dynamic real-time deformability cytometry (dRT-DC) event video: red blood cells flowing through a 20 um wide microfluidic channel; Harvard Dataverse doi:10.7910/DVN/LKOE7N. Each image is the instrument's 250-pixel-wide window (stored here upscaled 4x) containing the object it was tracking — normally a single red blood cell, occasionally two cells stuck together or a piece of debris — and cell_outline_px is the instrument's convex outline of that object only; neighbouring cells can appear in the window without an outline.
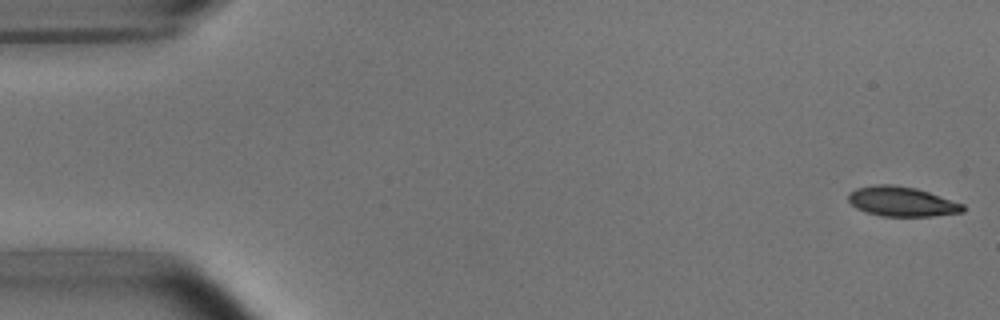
{"species": "common noctule bat (a hibernating species)", "species_latin": "Nyctalus noctula", "temperature_condition": "room temperature", "stored_images_in_passage": 51, "camera_frame_rate_fps": 3000, "um_per_image_px": 0.085, "animal": {"sex": "male", "body_mass_g": 15.6}, "frame": {"image": 1, "passage_image": 1, "time_ms": 0.0, "image_size_px": [1000, 320], "cell_outline_px": [[964, 212], [932, 216], [880, 216], [856, 208], [848, 200], [848, 192], [856, 188], [876, 184], [892, 184], [916, 188], [964, 204]], "centroid_in_image_um": [76.63, 17.12], "position_along_channel_um": 8.4, "area_um2": 19.83}}
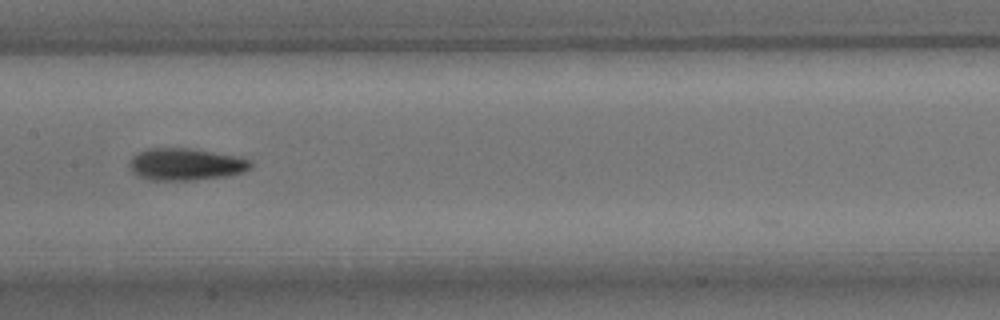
{"frame": {"image": 2, "passage_image": 26, "time_ms": 8.333, "image_size_px": [1000, 320], "cell_outline_px": [[252, 168], [244, 172], [228, 176], [196, 180], [148, 180], [132, 172], [128, 164], [132, 156], [148, 148], [192, 148], [240, 156], [252, 160]], "centroid_in_image_um": [15.84, 13.96], "position_along_channel_um": 191.6, "area_um2": 23.06}}
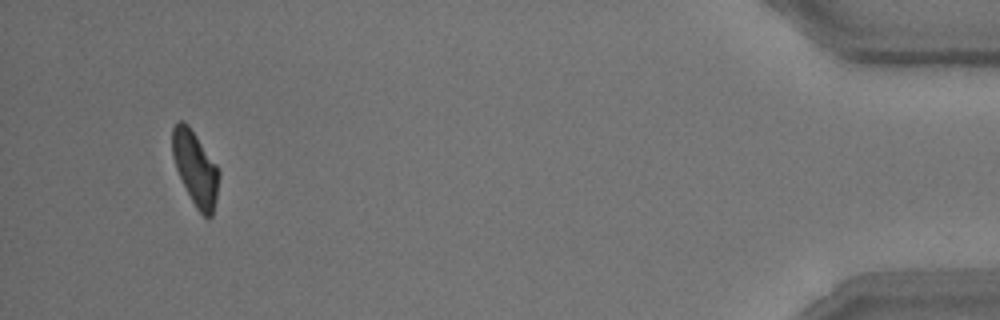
{"frame": {"image": 3, "passage_image": 50, "time_ms": 16.333, "image_size_px": [1000, 320], "cell_outline_px": [[220, 172], [216, 200], [212, 216], [208, 220], [196, 208], [176, 168], [172, 156], [172, 128], [180, 120], [184, 120], [188, 124], [216, 164]], "centroid_in_image_um": [16.61, 14.3], "position_along_channel_um": 418.6, "area_um2": 19.94}}